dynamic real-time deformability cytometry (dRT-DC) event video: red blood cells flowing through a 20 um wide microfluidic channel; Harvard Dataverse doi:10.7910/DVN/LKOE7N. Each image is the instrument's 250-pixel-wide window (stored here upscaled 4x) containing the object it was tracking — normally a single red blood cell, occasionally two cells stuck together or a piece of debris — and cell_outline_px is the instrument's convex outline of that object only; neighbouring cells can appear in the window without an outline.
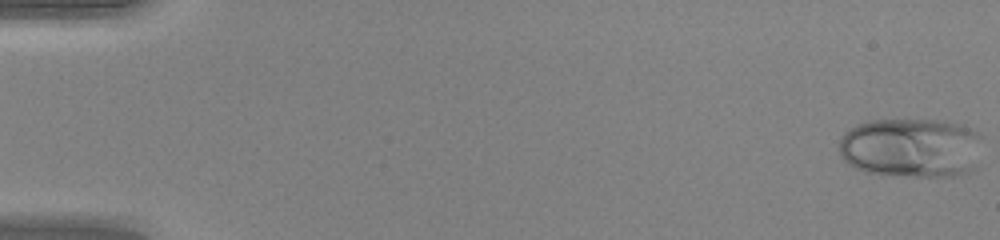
{"species": "human", "species_latin": "Homo sapiens", "temperature_condition": "warm", "stored_images_in_passage": 48, "camera_frame_rate_fps": 3000, "um_per_image_px": 0.085, "donor": {"sex": "female"}, "frame": {"image": 1, "passage_image": 1, "time_ms": 0.0, "image_size_px": [1000, 240], "cell_outline_px": [[980, 136], [976, 168], [968, 172], [956, 176], [916, 176], [864, 172], [848, 164], [840, 156], [840, 140], [844, 132], [856, 124], [868, 120], [944, 120], [960, 124], [980, 132]], "centroid_in_image_um": [77.45, 12.55], "position_along_channel_um": 7.6, "area_um2": 50.11}}
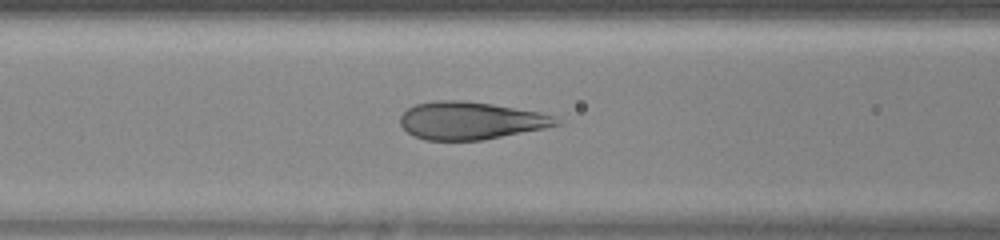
{"frame": {"image": 2, "passage_image": 21, "time_ms": 6.667, "image_size_px": [1000, 240], "cell_outline_px": [[560, 124], [544, 128], [484, 140], [424, 140], [408, 132], [400, 124], [400, 116], [408, 108], [416, 104], [436, 100], [460, 100], [492, 104], [540, 112], [556, 116]], "centroid_in_image_um": [40.0, 10.25], "position_along_channel_um": 126.6, "area_um2": 34.1}}
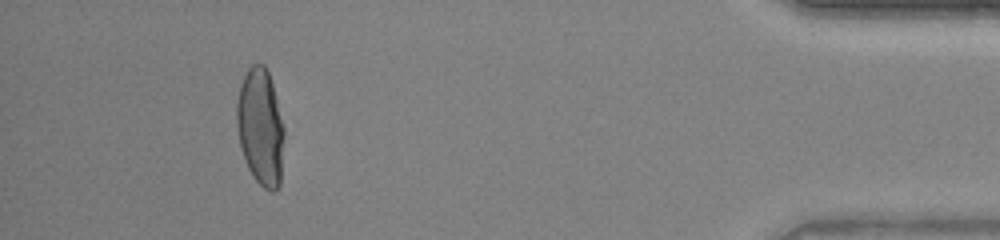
{"frame": {"image": 3, "passage_image": 45, "time_ms": 14.667, "image_size_px": [1000, 240], "cell_outline_px": [[284, 136], [280, 184], [272, 192], [264, 188], [252, 176], [244, 160], [240, 148], [236, 124], [236, 104], [240, 84], [248, 68], [252, 64], [264, 64], [268, 72], [272, 84], [284, 128]], "centroid_in_image_um": [22.12, 10.81], "position_along_channel_um": 413.1, "area_um2": 32.37}, "authors_computed_cell_mechanics": {"area_um2": 34.2465, "velocity_mm_per_s": 4.2887, "shape_relaxation_time_tau1_ms": 5.2613, "shape_relaxation_time_tau2_ms": null, "deformation_change_tau1": 0.2517, "deformation_change_tau2": null}}